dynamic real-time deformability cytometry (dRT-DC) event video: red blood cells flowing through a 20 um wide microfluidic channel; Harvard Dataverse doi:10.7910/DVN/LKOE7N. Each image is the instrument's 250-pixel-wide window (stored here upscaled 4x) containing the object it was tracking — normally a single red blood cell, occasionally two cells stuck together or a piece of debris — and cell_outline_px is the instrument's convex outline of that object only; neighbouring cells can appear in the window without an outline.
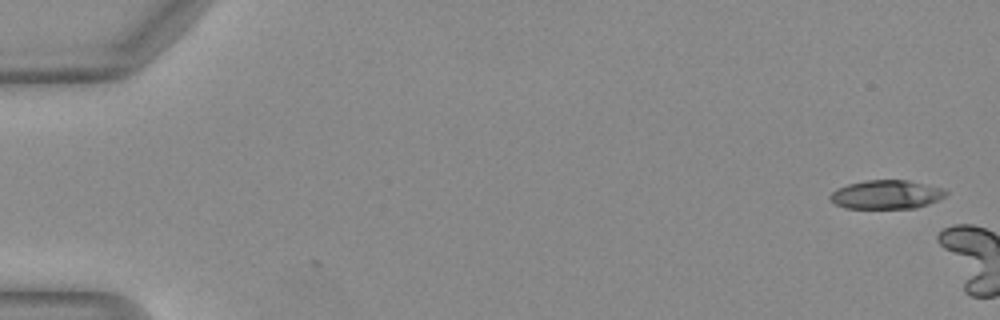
{"species": "Egyptian fruit bat (a non-hibernating species)", "species_latin": "Rousettus aegyptiacus", "temperature_condition": "warm", "stored_images_in_passage": 3, "camera_frame_rate_fps": 3000, "um_per_image_px": 0.085, "animal": {"sex": "female"}, "frame": {"image": 1, "passage_image": 1, "time_ms": 0.0, "image_size_px": [1000, 320], "cell_outline_px": [[948, 192], [940, 200], [916, 208], [844, 208], [836, 204], [828, 196], [836, 188], [848, 184], [864, 180], [908, 180], [944, 188]], "centroid_in_image_um": [75.35, 16.53], "position_along_channel_um": 9.6, "area_um2": 19.54}}